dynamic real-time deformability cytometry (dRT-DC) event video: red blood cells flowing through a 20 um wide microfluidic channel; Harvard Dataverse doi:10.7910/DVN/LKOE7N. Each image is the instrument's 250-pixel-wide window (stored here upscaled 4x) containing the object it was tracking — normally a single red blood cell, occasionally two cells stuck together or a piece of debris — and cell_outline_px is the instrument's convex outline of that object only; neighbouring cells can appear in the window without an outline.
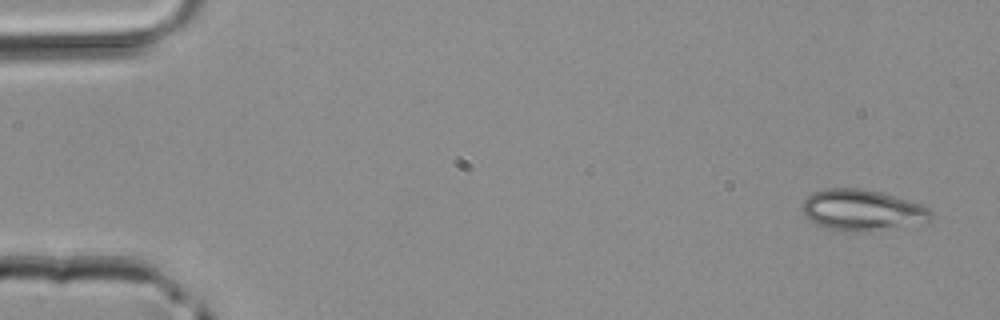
{"species": "common noctule bat (a hibernating species)", "species_latin": "Nyctalus noctula", "temperature_condition": "room temperature", "stored_images_in_passage": 5, "camera_frame_rate_fps": 3000, "um_per_image_px": 0.085, "animal": {"sex": "male", "body_mass_g": 20.4}, "frame": {"image": 1, "passage_image": 1, "time_ms": 0.0, "image_size_px": [1000, 320], "cell_outline_px": [[932, 216], [924, 224], [848, 232], [828, 228], [816, 224], [804, 216], [800, 208], [804, 200], [812, 192], [828, 188], [860, 188], [880, 192], [920, 204], [928, 208], [932, 212]], "centroid_in_image_um": [73.24, 17.85], "position_along_channel_um": 11.8, "area_um2": 30.63}}